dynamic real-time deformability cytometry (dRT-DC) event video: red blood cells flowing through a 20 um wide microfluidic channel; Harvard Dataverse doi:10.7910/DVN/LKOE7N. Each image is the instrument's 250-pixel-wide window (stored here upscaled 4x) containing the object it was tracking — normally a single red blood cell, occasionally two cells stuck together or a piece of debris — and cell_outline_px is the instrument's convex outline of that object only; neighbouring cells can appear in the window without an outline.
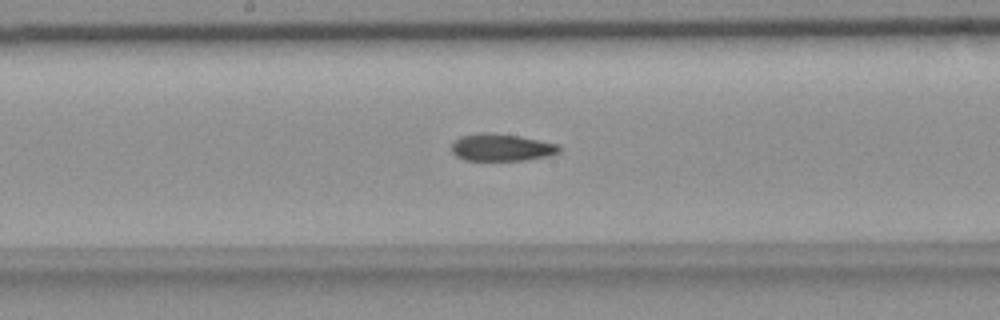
{"species": "common noctule bat (a hibernating species)", "species_latin": "Nyctalus noctula", "temperature_condition": "room temperature", "stored_images_in_passage": 45, "camera_frame_rate_fps": 3000, "um_per_image_px": 0.085, "animal": {"sex": "female", "body_mass_g": 18.4}, "frame": {"image": 1, "passage_image": 29, "time_ms": 9.333, "image_size_px": [1000, 320], "cell_outline_px": [[560, 152], [548, 156], [528, 160], [464, 160], [456, 156], [452, 152], [452, 140], [460, 136], [484, 132], [516, 136], [560, 144]], "centroid_in_image_um": [42.61, 12.54], "position_along_channel_um": 205.6, "area_um2": 17.05}}
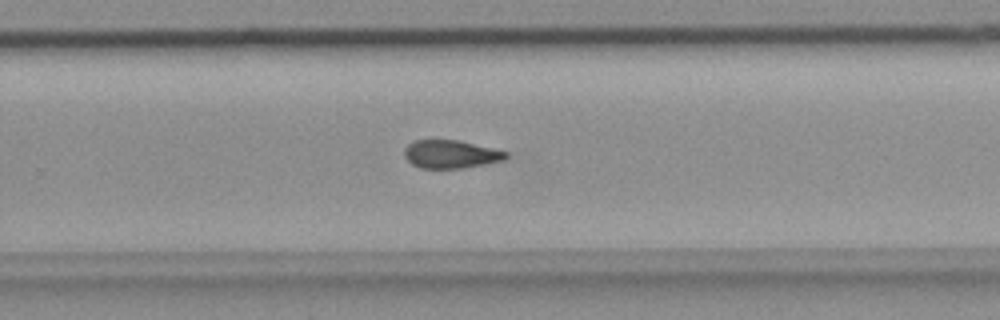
{"frame": {"image": 2, "passage_image": 36, "time_ms": 11.667, "image_size_px": [1000, 320], "cell_outline_px": [[508, 156], [504, 160], [464, 168], [420, 168], [412, 164], [404, 156], [404, 148], [408, 144], [416, 140], [456, 140], [492, 148], [508, 152]], "centroid_in_image_um": [38.3, 13.11], "position_along_channel_um": 291.5, "area_um2": 16.53}}
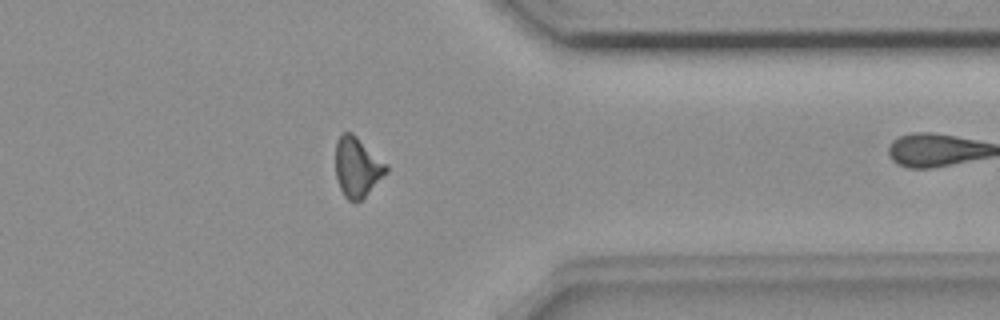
{"frame": {"image": 3, "passage_image": 44, "time_ms": 14.333, "image_size_px": [1000, 320], "cell_outline_px": [[388, 172], [356, 204], [348, 200], [344, 196], [340, 188], [336, 176], [336, 140], [344, 132], [352, 132], [388, 164]], "centroid_in_image_um": [30.37, 14.2], "position_along_channel_um": 381.0, "area_um2": 17.69}}